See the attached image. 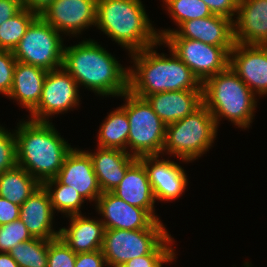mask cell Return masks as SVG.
<instances>
[{"mask_svg": "<svg viewBox=\"0 0 267 267\" xmlns=\"http://www.w3.org/2000/svg\"><path fill=\"white\" fill-rule=\"evenodd\" d=\"M96 209L105 229L141 230L149 228L156 219L145 209L133 206L112 192H103Z\"/></svg>", "mask_w": 267, "mask_h": 267, "instance_id": "15", "label": "cell"}, {"mask_svg": "<svg viewBox=\"0 0 267 267\" xmlns=\"http://www.w3.org/2000/svg\"><path fill=\"white\" fill-rule=\"evenodd\" d=\"M94 172L103 192H111L124 178L127 169L138 159L121 149L97 148L88 152Z\"/></svg>", "mask_w": 267, "mask_h": 267, "instance_id": "22", "label": "cell"}, {"mask_svg": "<svg viewBox=\"0 0 267 267\" xmlns=\"http://www.w3.org/2000/svg\"><path fill=\"white\" fill-rule=\"evenodd\" d=\"M160 155L142 156L138 159L146 168L155 200L172 201L182 195L188 186L184 169L178 163L160 159Z\"/></svg>", "mask_w": 267, "mask_h": 267, "instance_id": "16", "label": "cell"}, {"mask_svg": "<svg viewBox=\"0 0 267 267\" xmlns=\"http://www.w3.org/2000/svg\"><path fill=\"white\" fill-rule=\"evenodd\" d=\"M53 215L50 196L43 185L20 206L19 218L35 238L53 240L60 236V231L53 229Z\"/></svg>", "mask_w": 267, "mask_h": 267, "instance_id": "19", "label": "cell"}, {"mask_svg": "<svg viewBox=\"0 0 267 267\" xmlns=\"http://www.w3.org/2000/svg\"><path fill=\"white\" fill-rule=\"evenodd\" d=\"M158 35L161 40L187 38L220 47H233L235 44L233 20L219 15L185 21L179 30L165 29L159 31Z\"/></svg>", "mask_w": 267, "mask_h": 267, "instance_id": "13", "label": "cell"}, {"mask_svg": "<svg viewBox=\"0 0 267 267\" xmlns=\"http://www.w3.org/2000/svg\"><path fill=\"white\" fill-rule=\"evenodd\" d=\"M168 235L161 220L141 230L105 229L101 250L107 266L121 267L128 260L150 254Z\"/></svg>", "mask_w": 267, "mask_h": 267, "instance_id": "8", "label": "cell"}, {"mask_svg": "<svg viewBox=\"0 0 267 267\" xmlns=\"http://www.w3.org/2000/svg\"><path fill=\"white\" fill-rule=\"evenodd\" d=\"M20 205L0 197V225L19 219Z\"/></svg>", "mask_w": 267, "mask_h": 267, "instance_id": "38", "label": "cell"}, {"mask_svg": "<svg viewBox=\"0 0 267 267\" xmlns=\"http://www.w3.org/2000/svg\"><path fill=\"white\" fill-rule=\"evenodd\" d=\"M47 72L40 67L17 61L8 97L19 101L20 106L31 112L40 101Z\"/></svg>", "mask_w": 267, "mask_h": 267, "instance_id": "24", "label": "cell"}, {"mask_svg": "<svg viewBox=\"0 0 267 267\" xmlns=\"http://www.w3.org/2000/svg\"><path fill=\"white\" fill-rule=\"evenodd\" d=\"M155 46L130 54L134 66L128 68V91L145 98L167 91L203 90L192 70L172 50L168 58L157 53Z\"/></svg>", "mask_w": 267, "mask_h": 267, "instance_id": "3", "label": "cell"}, {"mask_svg": "<svg viewBox=\"0 0 267 267\" xmlns=\"http://www.w3.org/2000/svg\"><path fill=\"white\" fill-rule=\"evenodd\" d=\"M54 0H22V5L28 10L40 15Z\"/></svg>", "mask_w": 267, "mask_h": 267, "instance_id": "40", "label": "cell"}, {"mask_svg": "<svg viewBox=\"0 0 267 267\" xmlns=\"http://www.w3.org/2000/svg\"><path fill=\"white\" fill-rule=\"evenodd\" d=\"M16 62L13 51L0 50V93L5 96H8L12 87Z\"/></svg>", "mask_w": 267, "mask_h": 267, "instance_id": "35", "label": "cell"}, {"mask_svg": "<svg viewBox=\"0 0 267 267\" xmlns=\"http://www.w3.org/2000/svg\"><path fill=\"white\" fill-rule=\"evenodd\" d=\"M202 88L203 104L211 112L217 128L221 117L239 128H249L257 98L230 66L208 78Z\"/></svg>", "mask_w": 267, "mask_h": 267, "instance_id": "5", "label": "cell"}, {"mask_svg": "<svg viewBox=\"0 0 267 267\" xmlns=\"http://www.w3.org/2000/svg\"><path fill=\"white\" fill-rule=\"evenodd\" d=\"M40 186L34 177L18 165L0 174V197L20 206Z\"/></svg>", "mask_w": 267, "mask_h": 267, "instance_id": "25", "label": "cell"}, {"mask_svg": "<svg viewBox=\"0 0 267 267\" xmlns=\"http://www.w3.org/2000/svg\"><path fill=\"white\" fill-rule=\"evenodd\" d=\"M55 178L61 184L70 185L86 200L97 202L102 194L92 159L84 150L73 148Z\"/></svg>", "mask_w": 267, "mask_h": 267, "instance_id": "17", "label": "cell"}, {"mask_svg": "<svg viewBox=\"0 0 267 267\" xmlns=\"http://www.w3.org/2000/svg\"><path fill=\"white\" fill-rule=\"evenodd\" d=\"M210 8L213 15L223 16L234 21L237 15L239 0H202ZM236 13V14H235Z\"/></svg>", "mask_w": 267, "mask_h": 267, "instance_id": "36", "label": "cell"}, {"mask_svg": "<svg viewBox=\"0 0 267 267\" xmlns=\"http://www.w3.org/2000/svg\"><path fill=\"white\" fill-rule=\"evenodd\" d=\"M163 3L178 27L185 21L213 15L202 0H163Z\"/></svg>", "mask_w": 267, "mask_h": 267, "instance_id": "30", "label": "cell"}, {"mask_svg": "<svg viewBox=\"0 0 267 267\" xmlns=\"http://www.w3.org/2000/svg\"><path fill=\"white\" fill-rule=\"evenodd\" d=\"M23 8L22 0H0V25Z\"/></svg>", "mask_w": 267, "mask_h": 267, "instance_id": "39", "label": "cell"}, {"mask_svg": "<svg viewBox=\"0 0 267 267\" xmlns=\"http://www.w3.org/2000/svg\"><path fill=\"white\" fill-rule=\"evenodd\" d=\"M60 34L39 15L13 50L15 59L46 71L62 67L65 45Z\"/></svg>", "mask_w": 267, "mask_h": 267, "instance_id": "9", "label": "cell"}, {"mask_svg": "<svg viewBox=\"0 0 267 267\" xmlns=\"http://www.w3.org/2000/svg\"><path fill=\"white\" fill-rule=\"evenodd\" d=\"M39 15L23 7L0 25V50L13 51Z\"/></svg>", "mask_w": 267, "mask_h": 267, "instance_id": "28", "label": "cell"}, {"mask_svg": "<svg viewBox=\"0 0 267 267\" xmlns=\"http://www.w3.org/2000/svg\"><path fill=\"white\" fill-rule=\"evenodd\" d=\"M8 253L20 267H47L48 240L33 237Z\"/></svg>", "mask_w": 267, "mask_h": 267, "instance_id": "29", "label": "cell"}, {"mask_svg": "<svg viewBox=\"0 0 267 267\" xmlns=\"http://www.w3.org/2000/svg\"><path fill=\"white\" fill-rule=\"evenodd\" d=\"M107 266L102 250L76 253L75 267H104Z\"/></svg>", "mask_w": 267, "mask_h": 267, "instance_id": "37", "label": "cell"}, {"mask_svg": "<svg viewBox=\"0 0 267 267\" xmlns=\"http://www.w3.org/2000/svg\"><path fill=\"white\" fill-rule=\"evenodd\" d=\"M145 99L165 125H168L198 109L203 104V90L167 91L148 95Z\"/></svg>", "mask_w": 267, "mask_h": 267, "instance_id": "20", "label": "cell"}, {"mask_svg": "<svg viewBox=\"0 0 267 267\" xmlns=\"http://www.w3.org/2000/svg\"><path fill=\"white\" fill-rule=\"evenodd\" d=\"M76 253L59 236L48 240L47 267H75Z\"/></svg>", "mask_w": 267, "mask_h": 267, "instance_id": "33", "label": "cell"}, {"mask_svg": "<svg viewBox=\"0 0 267 267\" xmlns=\"http://www.w3.org/2000/svg\"><path fill=\"white\" fill-rule=\"evenodd\" d=\"M32 238L20 218L8 224L0 225V252L8 253L17 244Z\"/></svg>", "mask_w": 267, "mask_h": 267, "instance_id": "32", "label": "cell"}, {"mask_svg": "<svg viewBox=\"0 0 267 267\" xmlns=\"http://www.w3.org/2000/svg\"><path fill=\"white\" fill-rule=\"evenodd\" d=\"M68 217L70 228L59 229L60 237L75 253L102 249L105 228L100 220L89 219L82 214Z\"/></svg>", "mask_w": 267, "mask_h": 267, "instance_id": "23", "label": "cell"}, {"mask_svg": "<svg viewBox=\"0 0 267 267\" xmlns=\"http://www.w3.org/2000/svg\"><path fill=\"white\" fill-rule=\"evenodd\" d=\"M125 104L121 106L127 114L130 129L127 152L139 158L163 153L166 125L153 111L145 98L138 97L130 91L121 95ZM131 151V152H129Z\"/></svg>", "mask_w": 267, "mask_h": 267, "instance_id": "7", "label": "cell"}, {"mask_svg": "<svg viewBox=\"0 0 267 267\" xmlns=\"http://www.w3.org/2000/svg\"><path fill=\"white\" fill-rule=\"evenodd\" d=\"M97 0H54L40 16L59 33L81 34L95 26Z\"/></svg>", "mask_w": 267, "mask_h": 267, "instance_id": "12", "label": "cell"}, {"mask_svg": "<svg viewBox=\"0 0 267 267\" xmlns=\"http://www.w3.org/2000/svg\"><path fill=\"white\" fill-rule=\"evenodd\" d=\"M141 0H97L95 26L131 54L161 45Z\"/></svg>", "mask_w": 267, "mask_h": 267, "instance_id": "4", "label": "cell"}, {"mask_svg": "<svg viewBox=\"0 0 267 267\" xmlns=\"http://www.w3.org/2000/svg\"><path fill=\"white\" fill-rule=\"evenodd\" d=\"M172 241L169 234L150 254L128 260L121 267H162L163 263L172 262L176 259Z\"/></svg>", "mask_w": 267, "mask_h": 267, "instance_id": "31", "label": "cell"}, {"mask_svg": "<svg viewBox=\"0 0 267 267\" xmlns=\"http://www.w3.org/2000/svg\"><path fill=\"white\" fill-rule=\"evenodd\" d=\"M235 18V43L267 45V0H239Z\"/></svg>", "mask_w": 267, "mask_h": 267, "instance_id": "18", "label": "cell"}, {"mask_svg": "<svg viewBox=\"0 0 267 267\" xmlns=\"http://www.w3.org/2000/svg\"><path fill=\"white\" fill-rule=\"evenodd\" d=\"M161 41L192 70L202 84L229 66V53L233 47L214 46L187 38H163Z\"/></svg>", "mask_w": 267, "mask_h": 267, "instance_id": "10", "label": "cell"}, {"mask_svg": "<svg viewBox=\"0 0 267 267\" xmlns=\"http://www.w3.org/2000/svg\"><path fill=\"white\" fill-rule=\"evenodd\" d=\"M18 124L14 131L17 165L42 185L56 177L73 148L59 135L52 122L29 118Z\"/></svg>", "mask_w": 267, "mask_h": 267, "instance_id": "2", "label": "cell"}, {"mask_svg": "<svg viewBox=\"0 0 267 267\" xmlns=\"http://www.w3.org/2000/svg\"><path fill=\"white\" fill-rule=\"evenodd\" d=\"M229 66L255 95L267 94V45L235 43Z\"/></svg>", "mask_w": 267, "mask_h": 267, "instance_id": "14", "label": "cell"}, {"mask_svg": "<svg viewBox=\"0 0 267 267\" xmlns=\"http://www.w3.org/2000/svg\"><path fill=\"white\" fill-rule=\"evenodd\" d=\"M42 185L50 196L54 212L65 213L66 217L82 214L80 209L85 199L77 190L70 188V185L61 184L56 178L47 180Z\"/></svg>", "mask_w": 267, "mask_h": 267, "instance_id": "27", "label": "cell"}, {"mask_svg": "<svg viewBox=\"0 0 267 267\" xmlns=\"http://www.w3.org/2000/svg\"><path fill=\"white\" fill-rule=\"evenodd\" d=\"M75 79L62 67L47 72L38 105L30 112L31 120L49 122V116L67 112L79 105Z\"/></svg>", "mask_w": 267, "mask_h": 267, "instance_id": "11", "label": "cell"}, {"mask_svg": "<svg viewBox=\"0 0 267 267\" xmlns=\"http://www.w3.org/2000/svg\"><path fill=\"white\" fill-rule=\"evenodd\" d=\"M111 192L128 204L147 210L156 220L160 219L155 215L156 200L146 168L139 159L127 169L120 184Z\"/></svg>", "mask_w": 267, "mask_h": 267, "instance_id": "21", "label": "cell"}, {"mask_svg": "<svg viewBox=\"0 0 267 267\" xmlns=\"http://www.w3.org/2000/svg\"><path fill=\"white\" fill-rule=\"evenodd\" d=\"M216 136L215 119L202 104L185 118L166 125L163 152L191 162L209 151Z\"/></svg>", "mask_w": 267, "mask_h": 267, "instance_id": "6", "label": "cell"}, {"mask_svg": "<svg viewBox=\"0 0 267 267\" xmlns=\"http://www.w3.org/2000/svg\"><path fill=\"white\" fill-rule=\"evenodd\" d=\"M0 267H20L7 252H0Z\"/></svg>", "mask_w": 267, "mask_h": 267, "instance_id": "41", "label": "cell"}, {"mask_svg": "<svg viewBox=\"0 0 267 267\" xmlns=\"http://www.w3.org/2000/svg\"><path fill=\"white\" fill-rule=\"evenodd\" d=\"M63 68L80 84L98 95L121 96L128 91L129 69L92 39L64 47Z\"/></svg>", "mask_w": 267, "mask_h": 267, "instance_id": "1", "label": "cell"}, {"mask_svg": "<svg viewBox=\"0 0 267 267\" xmlns=\"http://www.w3.org/2000/svg\"><path fill=\"white\" fill-rule=\"evenodd\" d=\"M129 129L126 111L118 107L110 112L101 124L97 136V147L121 149L127 152Z\"/></svg>", "mask_w": 267, "mask_h": 267, "instance_id": "26", "label": "cell"}, {"mask_svg": "<svg viewBox=\"0 0 267 267\" xmlns=\"http://www.w3.org/2000/svg\"><path fill=\"white\" fill-rule=\"evenodd\" d=\"M16 165L15 133L0 126V174Z\"/></svg>", "mask_w": 267, "mask_h": 267, "instance_id": "34", "label": "cell"}]
</instances>
